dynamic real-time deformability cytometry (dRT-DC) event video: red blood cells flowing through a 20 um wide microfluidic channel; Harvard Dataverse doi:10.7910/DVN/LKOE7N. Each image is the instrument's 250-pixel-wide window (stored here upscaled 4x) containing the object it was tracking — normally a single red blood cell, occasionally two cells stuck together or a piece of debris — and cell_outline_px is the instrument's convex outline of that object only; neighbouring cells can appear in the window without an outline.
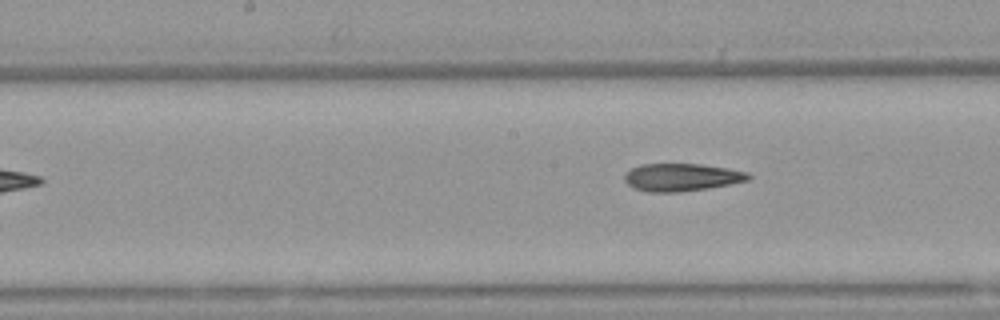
{"species": "Egyptian fruit bat (a non-hibernating species)", "species_latin": "Rousettus aegyptiacus", "temperature_condition": "warm", "stored_images_in_passage": 7, "segment_of_instrument_passage": [2, 2], "camera_frame_rate_fps": 3000, "um_per_image_px": 0.085, "animal": {"sex": "female"}, "frame": {"image": 1, "passage_image": 7, "time_ms": 2.0, "image_size_px": [1000, 320], "cell_outline_px": [[752, 180], [708, 188], [680, 192], [648, 192], [632, 188], [624, 180], [624, 176], [632, 168], [640, 164], [700, 164], [728, 168], [748, 172], [752, 176]], "centroid_in_image_um": [57.97, 15.07], "position_along_channel_um": 190.2, "area_um2": 20.11}}